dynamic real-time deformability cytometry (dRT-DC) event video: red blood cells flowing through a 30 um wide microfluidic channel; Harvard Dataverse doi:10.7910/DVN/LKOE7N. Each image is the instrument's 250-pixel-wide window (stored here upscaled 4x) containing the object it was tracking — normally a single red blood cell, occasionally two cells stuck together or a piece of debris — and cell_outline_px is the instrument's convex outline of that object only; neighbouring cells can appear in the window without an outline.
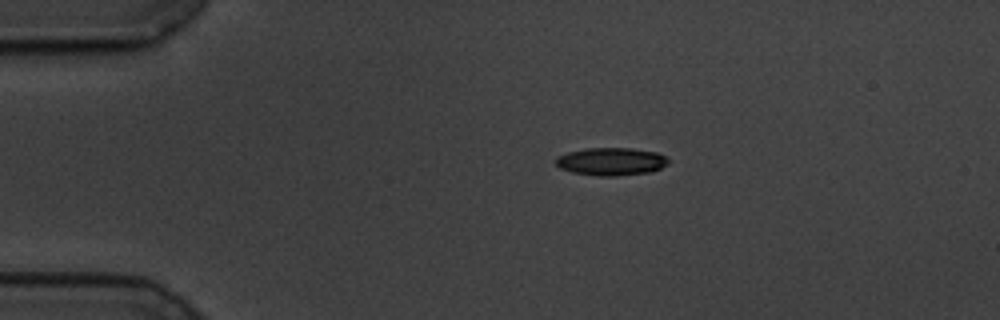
{"species": "common noctule bat (a hibernating species)", "species_latin": "Nyctalus noctula", "temperature_condition": "cold", "stored_images_in_passage": 47, "camera_frame_rate_fps": 3000, "um_per_image_px": 0.085, "animal": {"sex": "male", "body_mass_g": 19.5, "forearm_length_mm": 54.6}, "frame": {"image": 1, "passage_image": 1, "time_ms": 0.0, "image_size_px": [1000, 320], "cell_outline_px": [[668, 164], [652, 172], [616, 176], [600, 176], [572, 172], [560, 168], [556, 164], [556, 156], [568, 152], [588, 148], [632, 148], [656, 152], [668, 156]], "centroid_in_image_um": [51.98, 13.73], "position_along_channel_um": 33.0, "area_um2": 18.32}}
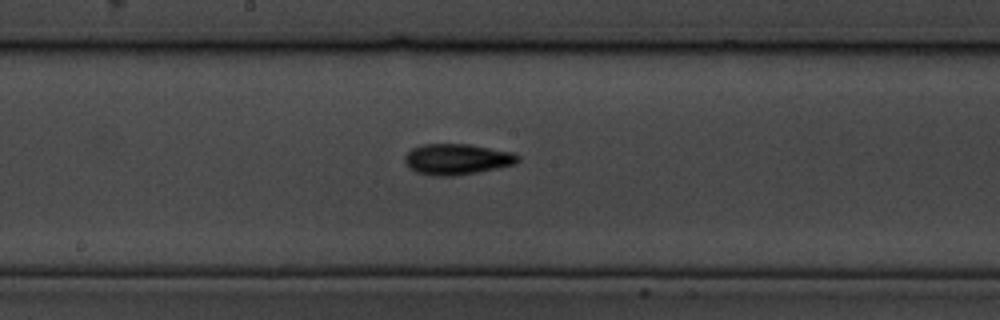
{"frame": {"image": 2, "passage_image": 20, "time_ms": 6.333, "image_size_px": [1000, 320], "cell_outline_px": [[520, 160], [516, 164], [476, 172], [452, 176], [436, 176], [416, 172], [408, 168], [404, 160], [404, 156], [412, 148], [424, 144], [468, 144], [512, 152], [520, 156]], "centroid_in_image_um": [38.83, 13.53], "position_along_channel_um": 209.4, "area_um2": 20.29}}
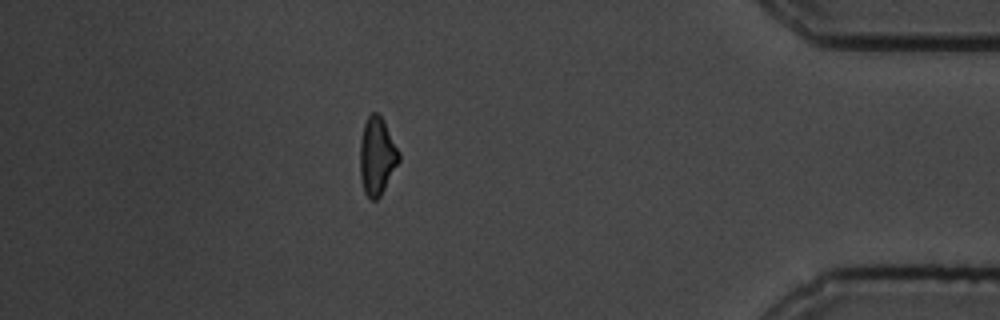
{"frame": {"image": 3, "passage_image": 40, "time_ms": 13.0, "image_size_px": [1000, 320], "cell_outline_px": [[400, 160], [380, 196], [376, 200], [372, 200], [364, 192], [360, 176], [360, 140], [364, 124], [368, 116], [372, 112], [376, 112], [380, 116], [400, 152]], "centroid_in_image_um": [32.03, 13.28], "position_along_channel_um": 403.2, "area_um2": 17.4}, "authors_computed_cell_mechanics": {"area_um2": 18.3226, "velocity_mm_per_s": 3.5103, "shape_relaxation_time_tau1_ms": 5.6063, "shape_relaxation_time_tau2_ms": 6.9402, "deformation_change_tau1": 0.1441, "deformation_change_tau2": 0.1543}}